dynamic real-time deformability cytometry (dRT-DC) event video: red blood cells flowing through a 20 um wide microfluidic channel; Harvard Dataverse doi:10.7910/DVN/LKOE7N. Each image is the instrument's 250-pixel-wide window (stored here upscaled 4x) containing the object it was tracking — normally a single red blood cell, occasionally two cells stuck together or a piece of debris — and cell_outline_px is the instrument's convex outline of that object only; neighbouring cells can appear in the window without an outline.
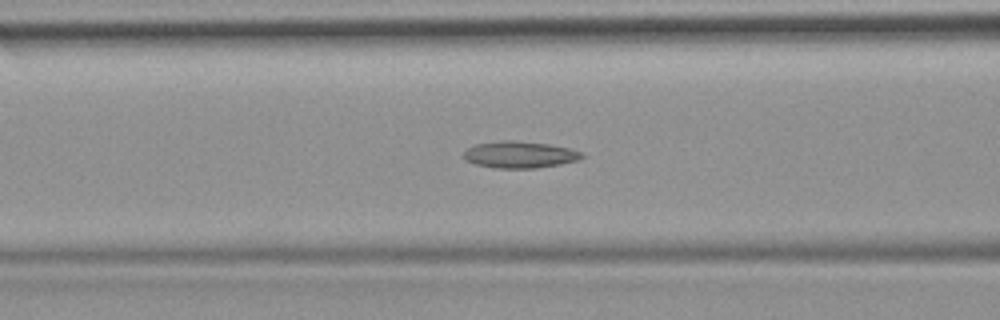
{"species": "common noctule bat (a hibernating species)", "species_latin": "Nyctalus noctula", "temperature_condition": "room temperature", "stored_images_in_passage": 51, "camera_frame_rate_fps": 3000, "um_per_image_px": 0.085, "animal": {"sex": "female", "body_mass_g": 19.9}, "frame": {"image": 1, "passage_image": 21, "time_ms": 6.667, "image_size_px": [1000, 320], "cell_outline_px": [[584, 156], [580, 160], [560, 164], [536, 168], [496, 168], [476, 164], [464, 160], [464, 152], [468, 148], [476, 144], [500, 140], [512, 140], [548, 144], [568, 148], [584, 152]], "centroid_in_image_um": [44.19, 13.14], "position_along_channel_um": 122.4, "area_um2": 18.44}}
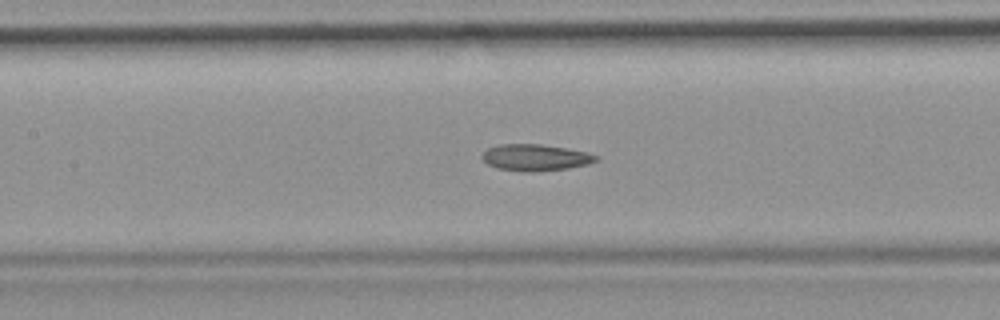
{"frame": {"image": 2, "passage_image": 24, "time_ms": 7.667, "image_size_px": [1000, 320], "cell_outline_px": [[600, 156], [596, 160], [588, 164], [568, 168], [536, 172], [524, 172], [496, 168], [488, 164], [480, 156], [488, 148], [500, 144], [540, 144], [588, 152]], "centroid_in_image_um": [45.5, 13.39], "position_along_channel_um": 161.9, "area_um2": 17.63}}
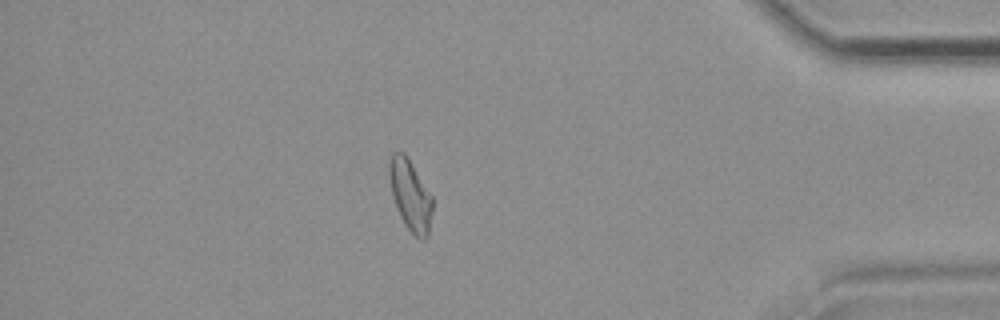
{"frame": {"image": 3, "passage_image": 45, "time_ms": 14.667, "image_size_px": [1000, 320], "cell_outline_px": [[432, 212], [428, 236], [424, 240], [420, 240], [404, 224], [400, 216], [392, 192], [388, 172], [388, 164], [392, 156], [396, 152], [404, 152], [432, 196]], "centroid_in_image_um": [34.89, 16.62], "position_along_channel_um": 400.3, "area_um2": 17.46}, "authors_computed_cell_mechanics": {"area_um2": 18.2648, "velocity_mm_per_s": 3.9443, "shape_relaxation_time_tau1_ms": null, "shape_relaxation_time_tau2_ms": 4.8211, "deformation_change_tau1": null, "deformation_change_tau2": 0.1274}}